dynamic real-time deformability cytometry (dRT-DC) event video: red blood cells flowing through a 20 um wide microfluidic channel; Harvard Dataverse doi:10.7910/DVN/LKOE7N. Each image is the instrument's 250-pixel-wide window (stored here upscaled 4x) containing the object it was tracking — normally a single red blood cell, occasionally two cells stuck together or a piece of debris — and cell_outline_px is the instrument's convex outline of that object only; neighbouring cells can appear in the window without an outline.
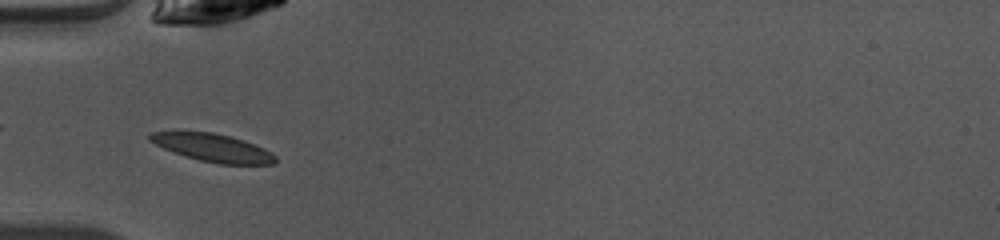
{"species": "common noctule bat (a hibernating species)", "species_latin": "Nyctalus noctula", "temperature_condition": "warm", "stored_images_in_passage": 35, "camera_frame_rate_fps": 3000, "um_per_image_px": 0.085, "animal": {"sex": "female", "body_mass_g": 10.0, "forearm_length_mm": 53.1}, "frame": {"image": 1, "passage_image": 2, "time_ms": 0.333, "image_size_px": [1000, 240], "cell_outline_px": [[276, 160], [272, 164], [220, 164], [200, 160], [164, 148], [148, 140], [148, 132], [212, 132], [244, 140], [264, 148], [272, 152], [276, 156]], "centroid_in_image_um": [18.12, 12.55], "position_along_channel_um": 66.9, "area_um2": 20.0}}
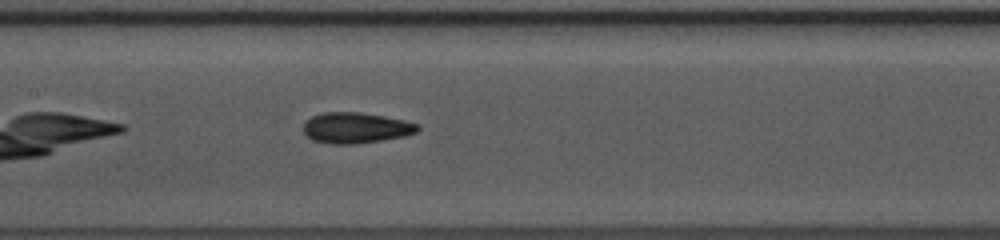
{"frame": {"image": 2, "passage_image": 10, "time_ms": 3.0, "image_size_px": [1000, 240], "cell_outline_px": [[420, 128], [416, 132], [404, 136], [380, 140], [352, 144], [332, 144], [312, 140], [304, 132], [304, 124], [312, 116], [324, 112], [360, 112], [384, 116], [404, 120], [420, 124]], "centroid_in_image_um": [30.26, 10.86], "position_along_channel_um": 177.1, "area_um2": 20.35}}
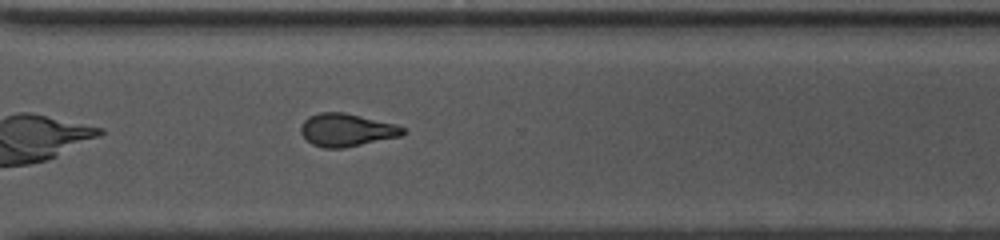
{"frame": {"image": 3, "passage_image": 22, "time_ms": 7.0, "image_size_px": [1000, 240], "cell_outline_px": [[408, 132], [400, 136], [344, 148], [324, 148], [312, 144], [300, 132], [300, 128], [304, 120], [308, 116], [320, 112], [344, 112], [396, 124], [404, 128]], "centroid_in_image_um": [29.46, 11.04], "position_along_channel_um": 341.1, "area_um2": 19.54}, "authors_computed_cell_mechanics": {"area_um2": 19.4786, "velocity_mm_per_s": 4.1189, "shape_relaxation_time_tau1_ms": 6.2129, "shape_relaxation_time_tau2_ms": 1.8974, "deformation_change_tau1": 0.172, "deformation_change_tau2": 0.1043}}